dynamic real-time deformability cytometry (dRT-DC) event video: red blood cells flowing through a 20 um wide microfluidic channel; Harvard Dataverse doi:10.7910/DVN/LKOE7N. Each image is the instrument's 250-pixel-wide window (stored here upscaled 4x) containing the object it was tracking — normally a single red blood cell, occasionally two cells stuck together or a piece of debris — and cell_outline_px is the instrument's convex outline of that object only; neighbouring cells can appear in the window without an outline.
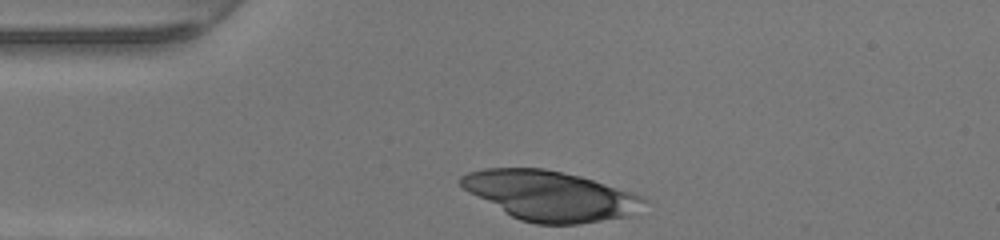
{"species": "human", "species_latin": "Homo sapiens", "temperature_condition": "warm", "stored_images_in_passage": 28, "camera_frame_rate_fps": 3000, "um_per_image_px": 0.085, "donor": {"sex": "female"}, "frame": {"image": 1, "passage_image": 1, "time_ms": 0.0, "image_size_px": [1000, 240], "cell_outline_px": [[648, 200], [632, 216], [580, 224], [536, 224], [520, 220], [512, 216], [468, 192], [460, 184], [460, 176], [468, 172], [484, 168], [544, 168], [580, 176], [632, 192], [644, 196]], "centroid_in_image_um": [46.8, 16.64], "position_along_channel_um": 38.2, "area_um2": 52.94}}
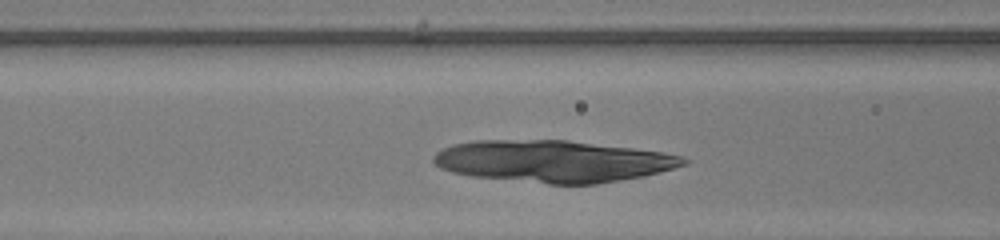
{"frame": {"image": 2, "passage_image": 9, "time_ms": 2.667, "image_size_px": [1000, 240], "cell_outline_px": [[688, 164], [660, 172], [620, 180], [596, 184], [548, 184], [472, 176], [452, 172], [440, 168], [432, 160], [432, 156], [436, 152], [452, 144], [476, 140], [568, 140], [664, 152], [680, 156], [688, 160]], "centroid_in_image_um": [46.99, 13.7], "position_along_channel_um": 119.6, "area_um2": 60.98}}